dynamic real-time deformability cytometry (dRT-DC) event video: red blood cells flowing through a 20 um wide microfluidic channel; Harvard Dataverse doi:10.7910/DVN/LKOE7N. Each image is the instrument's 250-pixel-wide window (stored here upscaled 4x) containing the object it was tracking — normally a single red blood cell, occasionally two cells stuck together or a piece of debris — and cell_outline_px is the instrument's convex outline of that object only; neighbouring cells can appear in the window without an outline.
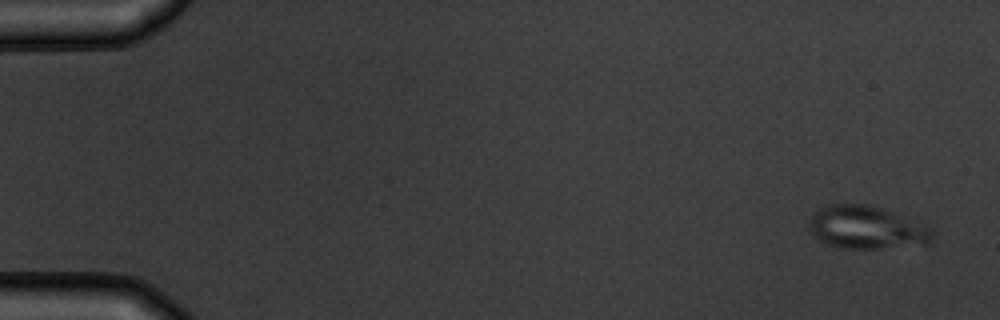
{"species": "common noctule bat (a hibernating species)", "species_latin": "Nyctalus noctula", "temperature_condition": "warm", "stored_images_in_passage": 4, "camera_frame_rate_fps": 3000, "um_per_image_px": 0.085, "animal": {"sex": "male", "body_mass_g": 19.5, "forearm_length_mm": 54.6}, "frame": {"image": 1, "passage_image": 1, "time_ms": 0.0, "image_size_px": [1000, 320], "cell_outline_px": [[932, 244], [880, 248], [840, 248], [824, 244], [812, 232], [812, 212], [828, 204], [868, 204], [884, 208], [896, 212], [928, 224], [932, 228]], "centroid_in_image_um": [73.75, 19.33], "position_along_channel_um": 11.2, "area_um2": 31.21}}